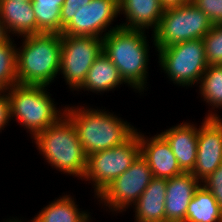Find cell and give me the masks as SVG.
I'll list each match as a JSON object with an SVG mask.
<instances>
[{
  "label": "cell",
  "mask_w": 222,
  "mask_h": 222,
  "mask_svg": "<svg viewBox=\"0 0 222 222\" xmlns=\"http://www.w3.org/2000/svg\"><path fill=\"white\" fill-rule=\"evenodd\" d=\"M143 30L116 25L103 40V53L118 68L125 83L139 93L146 88L149 44Z\"/></svg>",
  "instance_id": "6da1fadb"
},
{
  "label": "cell",
  "mask_w": 222,
  "mask_h": 222,
  "mask_svg": "<svg viewBox=\"0 0 222 222\" xmlns=\"http://www.w3.org/2000/svg\"><path fill=\"white\" fill-rule=\"evenodd\" d=\"M86 108L68 106L64 108V112L74 125L87 156L119 146L136 132L131 124L113 113Z\"/></svg>",
  "instance_id": "7a4b0ae2"
},
{
  "label": "cell",
  "mask_w": 222,
  "mask_h": 222,
  "mask_svg": "<svg viewBox=\"0 0 222 222\" xmlns=\"http://www.w3.org/2000/svg\"><path fill=\"white\" fill-rule=\"evenodd\" d=\"M22 40L23 48L16 49L18 84L50 85L60 70L61 34L39 33Z\"/></svg>",
  "instance_id": "3957f363"
},
{
  "label": "cell",
  "mask_w": 222,
  "mask_h": 222,
  "mask_svg": "<svg viewBox=\"0 0 222 222\" xmlns=\"http://www.w3.org/2000/svg\"><path fill=\"white\" fill-rule=\"evenodd\" d=\"M37 150L45 160L64 174L83 176L87 166V155L78 139L72 122L64 115L56 124L38 133L34 138Z\"/></svg>",
  "instance_id": "277c9868"
},
{
  "label": "cell",
  "mask_w": 222,
  "mask_h": 222,
  "mask_svg": "<svg viewBox=\"0 0 222 222\" xmlns=\"http://www.w3.org/2000/svg\"><path fill=\"white\" fill-rule=\"evenodd\" d=\"M47 86L15 84L6 90L10 101L11 117L30 131L34 138L49 126L56 124L64 115L55 107Z\"/></svg>",
  "instance_id": "5b68a950"
},
{
  "label": "cell",
  "mask_w": 222,
  "mask_h": 222,
  "mask_svg": "<svg viewBox=\"0 0 222 222\" xmlns=\"http://www.w3.org/2000/svg\"><path fill=\"white\" fill-rule=\"evenodd\" d=\"M210 19L190 1L165 10L157 29L152 32L155 50L177 43L202 39L212 28Z\"/></svg>",
  "instance_id": "8992f818"
},
{
  "label": "cell",
  "mask_w": 222,
  "mask_h": 222,
  "mask_svg": "<svg viewBox=\"0 0 222 222\" xmlns=\"http://www.w3.org/2000/svg\"><path fill=\"white\" fill-rule=\"evenodd\" d=\"M157 51L162 70L179 86L189 87L199 83L208 66L202 39L177 43Z\"/></svg>",
  "instance_id": "52a82bcc"
},
{
  "label": "cell",
  "mask_w": 222,
  "mask_h": 222,
  "mask_svg": "<svg viewBox=\"0 0 222 222\" xmlns=\"http://www.w3.org/2000/svg\"><path fill=\"white\" fill-rule=\"evenodd\" d=\"M137 131L123 144L87 156L83 179L92 181L95 197L129 169L140 155Z\"/></svg>",
  "instance_id": "ba28073f"
},
{
  "label": "cell",
  "mask_w": 222,
  "mask_h": 222,
  "mask_svg": "<svg viewBox=\"0 0 222 222\" xmlns=\"http://www.w3.org/2000/svg\"><path fill=\"white\" fill-rule=\"evenodd\" d=\"M103 53L102 38L61 34V61L59 74L77 90L85 81L94 61Z\"/></svg>",
  "instance_id": "9c48e42d"
},
{
  "label": "cell",
  "mask_w": 222,
  "mask_h": 222,
  "mask_svg": "<svg viewBox=\"0 0 222 222\" xmlns=\"http://www.w3.org/2000/svg\"><path fill=\"white\" fill-rule=\"evenodd\" d=\"M153 178L149 165L140 154L129 169L105 188L97 199L112 211H126L132 203H136Z\"/></svg>",
  "instance_id": "30bf717a"
},
{
  "label": "cell",
  "mask_w": 222,
  "mask_h": 222,
  "mask_svg": "<svg viewBox=\"0 0 222 222\" xmlns=\"http://www.w3.org/2000/svg\"><path fill=\"white\" fill-rule=\"evenodd\" d=\"M118 13L121 14L119 0H92L77 10L72 20L63 28L62 34L103 38L108 33L107 27L109 28Z\"/></svg>",
  "instance_id": "8fae6325"
},
{
  "label": "cell",
  "mask_w": 222,
  "mask_h": 222,
  "mask_svg": "<svg viewBox=\"0 0 222 222\" xmlns=\"http://www.w3.org/2000/svg\"><path fill=\"white\" fill-rule=\"evenodd\" d=\"M222 164V118L208 113L199 125L196 164L191 172L200 182Z\"/></svg>",
  "instance_id": "7c38bea8"
},
{
  "label": "cell",
  "mask_w": 222,
  "mask_h": 222,
  "mask_svg": "<svg viewBox=\"0 0 222 222\" xmlns=\"http://www.w3.org/2000/svg\"><path fill=\"white\" fill-rule=\"evenodd\" d=\"M140 154L155 178H172L183 173L167 140L161 135L145 138L138 132Z\"/></svg>",
  "instance_id": "4fadbf2b"
},
{
  "label": "cell",
  "mask_w": 222,
  "mask_h": 222,
  "mask_svg": "<svg viewBox=\"0 0 222 222\" xmlns=\"http://www.w3.org/2000/svg\"><path fill=\"white\" fill-rule=\"evenodd\" d=\"M201 182L191 172H183L167 179L165 216L166 222H184L186 212Z\"/></svg>",
  "instance_id": "5bb4252c"
},
{
  "label": "cell",
  "mask_w": 222,
  "mask_h": 222,
  "mask_svg": "<svg viewBox=\"0 0 222 222\" xmlns=\"http://www.w3.org/2000/svg\"><path fill=\"white\" fill-rule=\"evenodd\" d=\"M199 128L182 122L160 133L169 143L178 165L183 172H192L197 159Z\"/></svg>",
  "instance_id": "9a60e30c"
},
{
  "label": "cell",
  "mask_w": 222,
  "mask_h": 222,
  "mask_svg": "<svg viewBox=\"0 0 222 222\" xmlns=\"http://www.w3.org/2000/svg\"><path fill=\"white\" fill-rule=\"evenodd\" d=\"M120 12L126 15V23L120 24L126 29H157L164 10L160 0H119Z\"/></svg>",
  "instance_id": "2e32d148"
},
{
  "label": "cell",
  "mask_w": 222,
  "mask_h": 222,
  "mask_svg": "<svg viewBox=\"0 0 222 222\" xmlns=\"http://www.w3.org/2000/svg\"><path fill=\"white\" fill-rule=\"evenodd\" d=\"M0 21L9 33L19 36L37 34V22L32 1L0 0Z\"/></svg>",
  "instance_id": "e0dca14e"
},
{
  "label": "cell",
  "mask_w": 222,
  "mask_h": 222,
  "mask_svg": "<svg viewBox=\"0 0 222 222\" xmlns=\"http://www.w3.org/2000/svg\"><path fill=\"white\" fill-rule=\"evenodd\" d=\"M166 187L167 179H152L134 204L136 222H166Z\"/></svg>",
  "instance_id": "ac0fdd59"
},
{
  "label": "cell",
  "mask_w": 222,
  "mask_h": 222,
  "mask_svg": "<svg viewBox=\"0 0 222 222\" xmlns=\"http://www.w3.org/2000/svg\"><path fill=\"white\" fill-rule=\"evenodd\" d=\"M125 84L121 78L118 68L111 62V60L102 53L90 67L85 81L77 89H85L90 92H103L113 90L121 84Z\"/></svg>",
  "instance_id": "d6986e66"
},
{
  "label": "cell",
  "mask_w": 222,
  "mask_h": 222,
  "mask_svg": "<svg viewBox=\"0 0 222 222\" xmlns=\"http://www.w3.org/2000/svg\"><path fill=\"white\" fill-rule=\"evenodd\" d=\"M31 222H90V215L80 211L74 198L64 195L55 199L35 215Z\"/></svg>",
  "instance_id": "ffe728a7"
},
{
  "label": "cell",
  "mask_w": 222,
  "mask_h": 222,
  "mask_svg": "<svg viewBox=\"0 0 222 222\" xmlns=\"http://www.w3.org/2000/svg\"><path fill=\"white\" fill-rule=\"evenodd\" d=\"M184 222H222V210L210 191L202 185L190 201Z\"/></svg>",
  "instance_id": "44dd1931"
},
{
  "label": "cell",
  "mask_w": 222,
  "mask_h": 222,
  "mask_svg": "<svg viewBox=\"0 0 222 222\" xmlns=\"http://www.w3.org/2000/svg\"><path fill=\"white\" fill-rule=\"evenodd\" d=\"M65 0H32L37 22V34H61V7Z\"/></svg>",
  "instance_id": "7402d4cb"
},
{
  "label": "cell",
  "mask_w": 222,
  "mask_h": 222,
  "mask_svg": "<svg viewBox=\"0 0 222 222\" xmlns=\"http://www.w3.org/2000/svg\"><path fill=\"white\" fill-rule=\"evenodd\" d=\"M199 91L212 109L222 108V64L208 65L199 82Z\"/></svg>",
  "instance_id": "603a6c76"
},
{
  "label": "cell",
  "mask_w": 222,
  "mask_h": 222,
  "mask_svg": "<svg viewBox=\"0 0 222 222\" xmlns=\"http://www.w3.org/2000/svg\"><path fill=\"white\" fill-rule=\"evenodd\" d=\"M9 38L0 44V91L9 90L17 82L16 44Z\"/></svg>",
  "instance_id": "cb8c5ba5"
},
{
  "label": "cell",
  "mask_w": 222,
  "mask_h": 222,
  "mask_svg": "<svg viewBox=\"0 0 222 222\" xmlns=\"http://www.w3.org/2000/svg\"><path fill=\"white\" fill-rule=\"evenodd\" d=\"M205 46V57L208 65L222 64V24L213 25L202 38Z\"/></svg>",
  "instance_id": "d4e9b609"
},
{
  "label": "cell",
  "mask_w": 222,
  "mask_h": 222,
  "mask_svg": "<svg viewBox=\"0 0 222 222\" xmlns=\"http://www.w3.org/2000/svg\"><path fill=\"white\" fill-rule=\"evenodd\" d=\"M213 23L222 24V0H191Z\"/></svg>",
  "instance_id": "484cf974"
},
{
  "label": "cell",
  "mask_w": 222,
  "mask_h": 222,
  "mask_svg": "<svg viewBox=\"0 0 222 222\" xmlns=\"http://www.w3.org/2000/svg\"><path fill=\"white\" fill-rule=\"evenodd\" d=\"M201 185L212 193L222 210V164L201 181Z\"/></svg>",
  "instance_id": "4316f807"
},
{
  "label": "cell",
  "mask_w": 222,
  "mask_h": 222,
  "mask_svg": "<svg viewBox=\"0 0 222 222\" xmlns=\"http://www.w3.org/2000/svg\"><path fill=\"white\" fill-rule=\"evenodd\" d=\"M92 0H65L61 7V34L63 28L72 20L78 9L89 4Z\"/></svg>",
  "instance_id": "83f0119b"
},
{
  "label": "cell",
  "mask_w": 222,
  "mask_h": 222,
  "mask_svg": "<svg viewBox=\"0 0 222 222\" xmlns=\"http://www.w3.org/2000/svg\"><path fill=\"white\" fill-rule=\"evenodd\" d=\"M10 119L11 111L8 95L6 91H0V130H4Z\"/></svg>",
  "instance_id": "f1b7e54d"
},
{
  "label": "cell",
  "mask_w": 222,
  "mask_h": 222,
  "mask_svg": "<svg viewBox=\"0 0 222 222\" xmlns=\"http://www.w3.org/2000/svg\"><path fill=\"white\" fill-rule=\"evenodd\" d=\"M162 9L169 10L180 7L183 4L189 3L191 0H160Z\"/></svg>",
  "instance_id": "f546056e"
},
{
  "label": "cell",
  "mask_w": 222,
  "mask_h": 222,
  "mask_svg": "<svg viewBox=\"0 0 222 222\" xmlns=\"http://www.w3.org/2000/svg\"><path fill=\"white\" fill-rule=\"evenodd\" d=\"M9 38V34L6 31L4 24L0 21V44L6 42Z\"/></svg>",
  "instance_id": "4dcf8cb0"
},
{
  "label": "cell",
  "mask_w": 222,
  "mask_h": 222,
  "mask_svg": "<svg viewBox=\"0 0 222 222\" xmlns=\"http://www.w3.org/2000/svg\"><path fill=\"white\" fill-rule=\"evenodd\" d=\"M6 222H22V221H21V219L18 220V218H17V220H16V219L14 218V219L6 220Z\"/></svg>",
  "instance_id": "1f68e13d"
},
{
  "label": "cell",
  "mask_w": 222,
  "mask_h": 222,
  "mask_svg": "<svg viewBox=\"0 0 222 222\" xmlns=\"http://www.w3.org/2000/svg\"><path fill=\"white\" fill-rule=\"evenodd\" d=\"M19 1H25V2H30V1H32V0H19Z\"/></svg>",
  "instance_id": "d6a6232c"
}]
</instances>
